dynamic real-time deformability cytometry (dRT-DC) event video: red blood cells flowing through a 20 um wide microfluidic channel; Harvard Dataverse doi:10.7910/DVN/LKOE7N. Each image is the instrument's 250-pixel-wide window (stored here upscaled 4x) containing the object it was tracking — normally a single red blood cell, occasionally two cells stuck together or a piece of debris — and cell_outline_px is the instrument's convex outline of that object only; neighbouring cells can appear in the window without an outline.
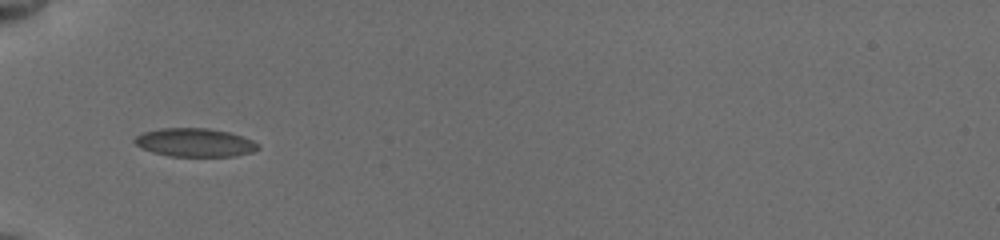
{"species": "common noctule bat (a hibernating species)", "species_latin": "Nyctalus noctula", "temperature_condition": "cold", "stored_images_in_passage": 25, "camera_frame_rate_fps": 3000, "um_per_image_px": 0.085, "animal": {"sex": "female", "body_mass_g": 19.5, "forearm_length_mm": 54.1}, "frame": {"image": 1, "passage_image": 1, "time_ms": 0.0, "image_size_px": [1000, 240], "cell_outline_px": [[260, 148], [252, 152], [232, 156], [172, 156], [152, 152], [136, 144], [132, 140], [136, 136], [144, 132], [160, 128], [208, 128], [228, 132], [244, 136], [260, 144]], "centroid_in_image_um": [16.59, 12.11], "position_along_channel_um": 68.4, "area_um2": 20.4}}
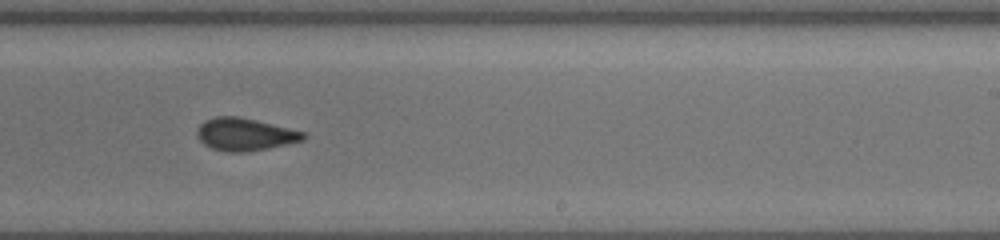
{"frame": {"image": 2, "passage_image": 11, "time_ms": 5.333, "image_size_px": [1000, 240], "cell_outline_px": [[308, 136], [304, 140], [288, 144], [268, 148], [244, 152], [224, 152], [212, 148], [204, 144], [196, 136], [196, 128], [204, 120], [216, 116], [240, 116], [304, 132]], "centroid_in_image_um": [20.79, 11.42], "position_along_channel_um": 268.2, "area_um2": 20.29}}
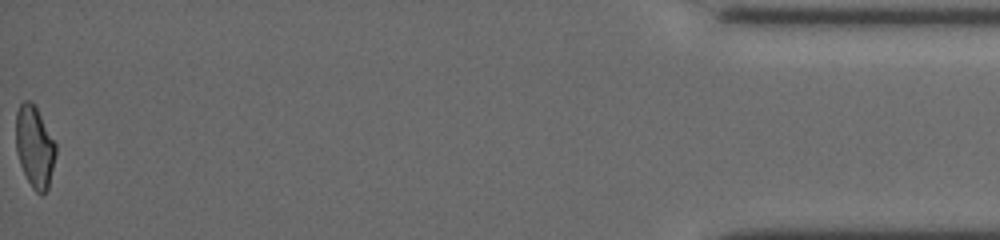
{"frame": {"image": 3, "passage_image": 25, "time_ms": 11.667, "image_size_px": [1000, 240], "cell_outline_px": [[56, 152], [48, 188], [44, 196], [40, 196], [32, 188], [20, 164], [16, 152], [16, 112], [20, 104], [24, 100], [32, 100], [56, 144]], "centroid_in_image_um": [2.94, 12.49], "position_along_channel_um": 432.3, "area_um2": 18.96}, "authors_computed_cell_mechanics": {"area_um2": 20.1722, "velocity_mm_per_s": 3.8466, "shape_relaxation_time_tau1_ms": null, "shape_relaxation_time_tau2_ms": 3.136, "deformation_change_tau1": null, "deformation_change_tau2": 0.0838}}